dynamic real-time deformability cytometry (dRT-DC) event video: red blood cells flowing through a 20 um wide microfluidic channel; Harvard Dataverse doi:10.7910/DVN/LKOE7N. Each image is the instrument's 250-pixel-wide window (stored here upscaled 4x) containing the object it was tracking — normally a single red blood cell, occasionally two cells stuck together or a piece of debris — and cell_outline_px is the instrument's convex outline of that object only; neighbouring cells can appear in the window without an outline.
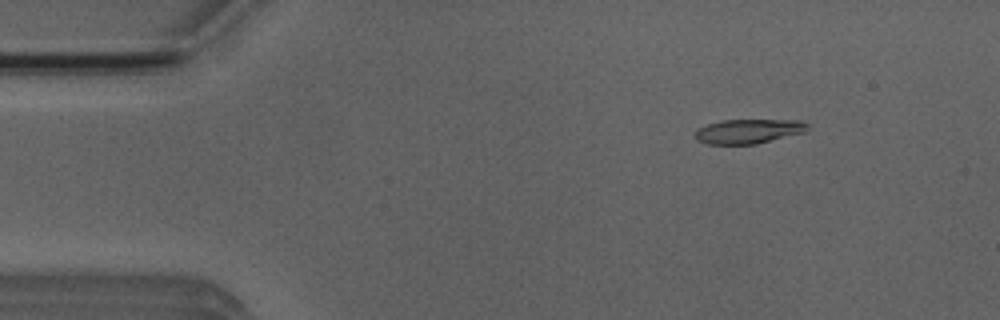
{"species": "Egyptian fruit bat (a non-hibernating species)", "species_latin": "Rousettus aegyptiacus", "temperature_condition": "room temperature", "stored_images_in_passage": 20, "camera_frame_rate_fps": 3000, "um_per_image_px": 0.085, "animal": {"sex": "male"}, "frame": {"image": 1, "passage_image": 4, "time_ms": 1.0, "image_size_px": [1000, 320], "cell_outline_px": [[808, 128], [804, 132], [756, 144], [708, 144], [696, 140], [696, 128], [708, 124], [724, 120], [800, 120], [808, 124]], "centroid_in_image_um": [63.61, 11.15], "position_along_channel_um": 21.4, "area_um2": 15.9}}